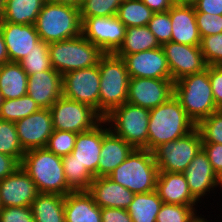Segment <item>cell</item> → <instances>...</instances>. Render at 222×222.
Instances as JSON below:
<instances>
[{
    "label": "cell",
    "mask_w": 222,
    "mask_h": 222,
    "mask_svg": "<svg viewBox=\"0 0 222 222\" xmlns=\"http://www.w3.org/2000/svg\"><path fill=\"white\" fill-rule=\"evenodd\" d=\"M195 128V123L173 95L150 110L147 150L153 151L160 144L181 138Z\"/></svg>",
    "instance_id": "obj_1"
},
{
    "label": "cell",
    "mask_w": 222,
    "mask_h": 222,
    "mask_svg": "<svg viewBox=\"0 0 222 222\" xmlns=\"http://www.w3.org/2000/svg\"><path fill=\"white\" fill-rule=\"evenodd\" d=\"M20 166L35 182L39 193H55L66 196L72 192L62 165V157L46 147L25 151Z\"/></svg>",
    "instance_id": "obj_2"
},
{
    "label": "cell",
    "mask_w": 222,
    "mask_h": 222,
    "mask_svg": "<svg viewBox=\"0 0 222 222\" xmlns=\"http://www.w3.org/2000/svg\"><path fill=\"white\" fill-rule=\"evenodd\" d=\"M99 114L104 118L128 100L129 74L122 57L105 53L99 63Z\"/></svg>",
    "instance_id": "obj_3"
},
{
    "label": "cell",
    "mask_w": 222,
    "mask_h": 222,
    "mask_svg": "<svg viewBox=\"0 0 222 222\" xmlns=\"http://www.w3.org/2000/svg\"><path fill=\"white\" fill-rule=\"evenodd\" d=\"M159 169L152 151L134 149L108 177L134 194L156 190Z\"/></svg>",
    "instance_id": "obj_4"
},
{
    "label": "cell",
    "mask_w": 222,
    "mask_h": 222,
    "mask_svg": "<svg viewBox=\"0 0 222 222\" xmlns=\"http://www.w3.org/2000/svg\"><path fill=\"white\" fill-rule=\"evenodd\" d=\"M174 96L195 125L219 109L214 102L208 66L174 82Z\"/></svg>",
    "instance_id": "obj_5"
},
{
    "label": "cell",
    "mask_w": 222,
    "mask_h": 222,
    "mask_svg": "<svg viewBox=\"0 0 222 222\" xmlns=\"http://www.w3.org/2000/svg\"><path fill=\"white\" fill-rule=\"evenodd\" d=\"M34 25L40 39L48 44L82 34L80 10L49 1L44 3Z\"/></svg>",
    "instance_id": "obj_6"
},
{
    "label": "cell",
    "mask_w": 222,
    "mask_h": 222,
    "mask_svg": "<svg viewBox=\"0 0 222 222\" xmlns=\"http://www.w3.org/2000/svg\"><path fill=\"white\" fill-rule=\"evenodd\" d=\"M52 67L61 75L98 65L105 52L87 40L78 37L48 44Z\"/></svg>",
    "instance_id": "obj_7"
},
{
    "label": "cell",
    "mask_w": 222,
    "mask_h": 222,
    "mask_svg": "<svg viewBox=\"0 0 222 222\" xmlns=\"http://www.w3.org/2000/svg\"><path fill=\"white\" fill-rule=\"evenodd\" d=\"M150 110L129 102L113 109L103 119L109 129L136 149H147Z\"/></svg>",
    "instance_id": "obj_8"
},
{
    "label": "cell",
    "mask_w": 222,
    "mask_h": 222,
    "mask_svg": "<svg viewBox=\"0 0 222 222\" xmlns=\"http://www.w3.org/2000/svg\"><path fill=\"white\" fill-rule=\"evenodd\" d=\"M202 149V139L197 128L174 141L160 144L152 152L159 172L183 173Z\"/></svg>",
    "instance_id": "obj_9"
},
{
    "label": "cell",
    "mask_w": 222,
    "mask_h": 222,
    "mask_svg": "<svg viewBox=\"0 0 222 222\" xmlns=\"http://www.w3.org/2000/svg\"><path fill=\"white\" fill-rule=\"evenodd\" d=\"M53 130L81 133L98 125L103 117L92 107L63 95L49 108Z\"/></svg>",
    "instance_id": "obj_10"
},
{
    "label": "cell",
    "mask_w": 222,
    "mask_h": 222,
    "mask_svg": "<svg viewBox=\"0 0 222 222\" xmlns=\"http://www.w3.org/2000/svg\"><path fill=\"white\" fill-rule=\"evenodd\" d=\"M100 71L98 65L62 75L65 98L86 104L99 113Z\"/></svg>",
    "instance_id": "obj_11"
},
{
    "label": "cell",
    "mask_w": 222,
    "mask_h": 222,
    "mask_svg": "<svg viewBox=\"0 0 222 222\" xmlns=\"http://www.w3.org/2000/svg\"><path fill=\"white\" fill-rule=\"evenodd\" d=\"M82 35L105 53H115L124 41L127 27L117 16L81 17Z\"/></svg>",
    "instance_id": "obj_12"
},
{
    "label": "cell",
    "mask_w": 222,
    "mask_h": 222,
    "mask_svg": "<svg viewBox=\"0 0 222 222\" xmlns=\"http://www.w3.org/2000/svg\"><path fill=\"white\" fill-rule=\"evenodd\" d=\"M174 95L172 79L130 78L127 102L153 109Z\"/></svg>",
    "instance_id": "obj_13"
},
{
    "label": "cell",
    "mask_w": 222,
    "mask_h": 222,
    "mask_svg": "<svg viewBox=\"0 0 222 222\" xmlns=\"http://www.w3.org/2000/svg\"><path fill=\"white\" fill-rule=\"evenodd\" d=\"M173 82L181 78L199 73L207 68L200 46H191L175 42H167L162 45Z\"/></svg>",
    "instance_id": "obj_14"
},
{
    "label": "cell",
    "mask_w": 222,
    "mask_h": 222,
    "mask_svg": "<svg viewBox=\"0 0 222 222\" xmlns=\"http://www.w3.org/2000/svg\"><path fill=\"white\" fill-rule=\"evenodd\" d=\"M117 56L124 59L130 78L171 79L170 68L162 46Z\"/></svg>",
    "instance_id": "obj_15"
},
{
    "label": "cell",
    "mask_w": 222,
    "mask_h": 222,
    "mask_svg": "<svg viewBox=\"0 0 222 222\" xmlns=\"http://www.w3.org/2000/svg\"><path fill=\"white\" fill-rule=\"evenodd\" d=\"M20 145L24 151L46 147L53 132L49 109H40L15 123Z\"/></svg>",
    "instance_id": "obj_16"
},
{
    "label": "cell",
    "mask_w": 222,
    "mask_h": 222,
    "mask_svg": "<svg viewBox=\"0 0 222 222\" xmlns=\"http://www.w3.org/2000/svg\"><path fill=\"white\" fill-rule=\"evenodd\" d=\"M38 193L35 182L21 166L10 176L0 180V202L2 207L31 206Z\"/></svg>",
    "instance_id": "obj_17"
},
{
    "label": "cell",
    "mask_w": 222,
    "mask_h": 222,
    "mask_svg": "<svg viewBox=\"0 0 222 222\" xmlns=\"http://www.w3.org/2000/svg\"><path fill=\"white\" fill-rule=\"evenodd\" d=\"M108 126V127H107ZM109 125L103 119L94 128L77 134L75 147L71 152L74 160L79 162L94 177H97V169L103 136L109 131Z\"/></svg>",
    "instance_id": "obj_18"
},
{
    "label": "cell",
    "mask_w": 222,
    "mask_h": 222,
    "mask_svg": "<svg viewBox=\"0 0 222 222\" xmlns=\"http://www.w3.org/2000/svg\"><path fill=\"white\" fill-rule=\"evenodd\" d=\"M191 194L200 202L217 187L222 191V180L213 171L207 155L201 149L183 172Z\"/></svg>",
    "instance_id": "obj_19"
},
{
    "label": "cell",
    "mask_w": 222,
    "mask_h": 222,
    "mask_svg": "<svg viewBox=\"0 0 222 222\" xmlns=\"http://www.w3.org/2000/svg\"><path fill=\"white\" fill-rule=\"evenodd\" d=\"M10 62H19L30 53L41 39L34 24L0 21Z\"/></svg>",
    "instance_id": "obj_20"
},
{
    "label": "cell",
    "mask_w": 222,
    "mask_h": 222,
    "mask_svg": "<svg viewBox=\"0 0 222 222\" xmlns=\"http://www.w3.org/2000/svg\"><path fill=\"white\" fill-rule=\"evenodd\" d=\"M27 95L49 109L62 95V75L54 68L28 75Z\"/></svg>",
    "instance_id": "obj_21"
},
{
    "label": "cell",
    "mask_w": 222,
    "mask_h": 222,
    "mask_svg": "<svg viewBox=\"0 0 222 222\" xmlns=\"http://www.w3.org/2000/svg\"><path fill=\"white\" fill-rule=\"evenodd\" d=\"M155 191L163 203L199 207L183 173L159 172Z\"/></svg>",
    "instance_id": "obj_22"
},
{
    "label": "cell",
    "mask_w": 222,
    "mask_h": 222,
    "mask_svg": "<svg viewBox=\"0 0 222 222\" xmlns=\"http://www.w3.org/2000/svg\"><path fill=\"white\" fill-rule=\"evenodd\" d=\"M172 23L171 41L191 46H200L201 37L195 18L194 5L174 3L169 9Z\"/></svg>",
    "instance_id": "obj_23"
},
{
    "label": "cell",
    "mask_w": 222,
    "mask_h": 222,
    "mask_svg": "<svg viewBox=\"0 0 222 222\" xmlns=\"http://www.w3.org/2000/svg\"><path fill=\"white\" fill-rule=\"evenodd\" d=\"M88 192L100 208L127 209L135 195L109 177L94 178Z\"/></svg>",
    "instance_id": "obj_24"
},
{
    "label": "cell",
    "mask_w": 222,
    "mask_h": 222,
    "mask_svg": "<svg viewBox=\"0 0 222 222\" xmlns=\"http://www.w3.org/2000/svg\"><path fill=\"white\" fill-rule=\"evenodd\" d=\"M135 148L123 138L109 130L103 136L100 159L97 169V177H108Z\"/></svg>",
    "instance_id": "obj_25"
},
{
    "label": "cell",
    "mask_w": 222,
    "mask_h": 222,
    "mask_svg": "<svg viewBox=\"0 0 222 222\" xmlns=\"http://www.w3.org/2000/svg\"><path fill=\"white\" fill-rule=\"evenodd\" d=\"M65 222H102L101 208L88 191L70 192L64 198Z\"/></svg>",
    "instance_id": "obj_26"
},
{
    "label": "cell",
    "mask_w": 222,
    "mask_h": 222,
    "mask_svg": "<svg viewBox=\"0 0 222 222\" xmlns=\"http://www.w3.org/2000/svg\"><path fill=\"white\" fill-rule=\"evenodd\" d=\"M28 75L18 62L0 66V92L3 99H16L27 94Z\"/></svg>",
    "instance_id": "obj_27"
},
{
    "label": "cell",
    "mask_w": 222,
    "mask_h": 222,
    "mask_svg": "<svg viewBox=\"0 0 222 222\" xmlns=\"http://www.w3.org/2000/svg\"><path fill=\"white\" fill-rule=\"evenodd\" d=\"M65 196L55 193H38L31 204L35 222H65Z\"/></svg>",
    "instance_id": "obj_28"
},
{
    "label": "cell",
    "mask_w": 222,
    "mask_h": 222,
    "mask_svg": "<svg viewBox=\"0 0 222 222\" xmlns=\"http://www.w3.org/2000/svg\"><path fill=\"white\" fill-rule=\"evenodd\" d=\"M46 0H5V9L0 21L16 24H35Z\"/></svg>",
    "instance_id": "obj_29"
},
{
    "label": "cell",
    "mask_w": 222,
    "mask_h": 222,
    "mask_svg": "<svg viewBox=\"0 0 222 222\" xmlns=\"http://www.w3.org/2000/svg\"><path fill=\"white\" fill-rule=\"evenodd\" d=\"M161 47L148 26L127 27L124 41L116 55H128Z\"/></svg>",
    "instance_id": "obj_30"
},
{
    "label": "cell",
    "mask_w": 222,
    "mask_h": 222,
    "mask_svg": "<svg viewBox=\"0 0 222 222\" xmlns=\"http://www.w3.org/2000/svg\"><path fill=\"white\" fill-rule=\"evenodd\" d=\"M162 204L156 191L135 194L127 212L133 222H156Z\"/></svg>",
    "instance_id": "obj_31"
},
{
    "label": "cell",
    "mask_w": 222,
    "mask_h": 222,
    "mask_svg": "<svg viewBox=\"0 0 222 222\" xmlns=\"http://www.w3.org/2000/svg\"><path fill=\"white\" fill-rule=\"evenodd\" d=\"M153 14L141 0H124L116 16L126 27H138L148 25Z\"/></svg>",
    "instance_id": "obj_32"
},
{
    "label": "cell",
    "mask_w": 222,
    "mask_h": 222,
    "mask_svg": "<svg viewBox=\"0 0 222 222\" xmlns=\"http://www.w3.org/2000/svg\"><path fill=\"white\" fill-rule=\"evenodd\" d=\"M62 165L67 185L72 192L89 191L94 177L85 166L74 160L71 154L62 157Z\"/></svg>",
    "instance_id": "obj_33"
},
{
    "label": "cell",
    "mask_w": 222,
    "mask_h": 222,
    "mask_svg": "<svg viewBox=\"0 0 222 222\" xmlns=\"http://www.w3.org/2000/svg\"><path fill=\"white\" fill-rule=\"evenodd\" d=\"M40 109L39 105L27 94L16 99H3L0 120L16 123Z\"/></svg>",
    "instance_id": "obj_34"
},
{
    "label": "cell",
    "mask_w": 222,
    "mask_h": 222,
    "mask_svg": "<svg viewBox=\"0 0 222 222\" xmlns=\"http://www.w3.org/2000/svg\"><path fill=\"white\" fill-rule=\"evenodd\" d=\"M27 75L52 69L48 43L40 41L35 48L18 62Z\"/></svg>",
    "instance_id": "obj_35"
},
{
    "label": "cell",
    "mask_w": 222,
    "mask_h": 222,
    "mask_svg": "<svg viewBox=\"0 0 222 222\" xmlns=\"http://www.w3.org/2000/svg\"><path fill=\"white\" fill-rule=\"evenodd\" d=\"M0 153L14 157L21 163L25 151L20 145L15 123L0 120Z\"/></svg>",
    "instance_id": "obj_36"
},
{
    "label": "cell",
    "mask_w": 222,
    "mask_h": 222,
    "mask_svg": "<svg viewBox=\"0 0 222 222\" xmlns=\"http://www.w3.org/2000/svg\"><path fill=\"white\" fill-rule=\"evenodd\" d=\"M202 143L222 144V109H218L197 125Z\"/></svg>",
    "instance_id": "obj_37"
},
{
    "label": "cell",
    "mask_w": 222,
    "mask_h": 222,
    "mask_svg": "<svg viewBox=\"0 0 222 222\" xmlns=\"http://www.w3.org/2000/svg\"><path fill=\"white\" fill-rule=\"evenodd\" d=\"M195 206L163 203L156 217V222H191L197 215Z\"/></svg>",
    "instance_id": "obj_38"
},
{
    "label": "cell",
    "mask_w": 222,
    "mask_h": 222,
    "mask_svg": "<svg viewBox=\"0 0 222 222\" xmlns=\"http://www.w3.org/2000/svg\"><path fill=\"white\" fill-rule=\"evenodd\" d=\"M124 0H83L80 7L81 17L116 16Z\"/></svg>",
    "instance_id": "obj_39"
},
{
    "label": "cell",
    "mask_w": 222,
    "mask_h": 222,
    "mask_svg": "<svg viewBox=\"0 0 222 222\" xmlns=\"http://www.w3.org/2000/svg\"><path fill=\"white\" fill-rule=\"evenodd\" d=\"M77 134L69 131L53 130L46 148L58 156L71 154L75 147Z\"/></svg>",
    "instance_id": "obj_40"
},
{
    "label": "cell",
    "mask_w": 222,
    "mask_h": 222,
    "mask_svg": "<svg viewBox=\"0 0 222 222\" xmlns=\"http://www.w3.org/2000/svg\"><path fill=\"white\" fill-rule=\"evenodd\" d=\"M200 49L208 66L222 65V33L202 37Z\"/></svg>",
    "instance_id": "obj_41"
},
{
    "label": "cell",
    "mask_w": 222,
    "mask_h": 222,
    "mask_svg": "<svg viewBox=\"0 0 222 222\" xmlns=\"http://www.w3.org/2000/svg\"><path fill=\"white\" fill-rule=\"evenodd\" d=\"M172 23L170 20L169 10L166 12L154 13L148 22L149 30L154 34L159 44L162 46L164 43L171 41L172 36Z\"/></svg>",
    "instance_id": "obj_42"
},
{
    "label": "cell",
    "mask_w": 222,
    "mask_h": 222,
    "mask_svg": "<svg viewBox=\"0 0 222 222\" xmlns=\"http://www.w3.org/2000/svg\"><path fill=\"white\" fill-rule=\"evenodd\" d=\"M200 37L222 33V15L195 12Z\"/></svg>",
    "instance_id": "obj_43"
},
{
    "label": "cell",
    "mask_w": 222,
    "mask_h": 222,
    "mask_svg": "<svg viewBox=\"0 0 222 222\" xmlns=\"http://www.w3.org/2000/svg\"><path fill=\"white\" fill-rule=\"evenodd\" d=\"M0 222H35L31 206L2 207Z\"/></svg>",
    "instance_id": "obj_44"
},
{
    "label": "cell",
    "mask_w": 222,
    "mask_h": 222,
    "mask_svg": "<svg viewBox=\"0 0 222 222\" xmlns=\"http://www.w3.org/2000/svg\"><path fill=\"white\" fill-rule=\"evenodd\" d=\"M202 150L207 155L213 171L222 180V144L202 143Z\"/></svg>",
    "instance_id": "obj_45"
},
{
    "label": "cell",
    "mask_w": 222,
    "mask_h": 222,
    "mask_svg": "<svg viewBox=\"0 0 222 222\" xmlns=\"http://www.w3.org/2000/svg\"><path fill=\"white\" fill-rule=\"evenodd\" d=\"M208 77L214 102L219 109H222V65L208 66Z\"/></svg>",
    "instance_id": "obj_46"
},
{
    "label": "cell",
    "mask_w": 222,
    "mask_h": 222,
    "mask_svg": "<svg viewBox=\"0 0 222 222\" xmlns=\"http://www.w3.org/2000/svg\"><path fill=\"white\" fill-rule=\"evenodd\" d=\"M102 222H133L127 209L101 208Z\"/></svg>",
    "instance_id": "obj_47"
},
{
    "label": "cell",
    "mask_w": 222,
    "mask_h": 222,
    "mask_svg": "<svg viewBox=\"0 0 222 222\" xmlns=\"http://www.w3.org/2000/svg\"><path fill=\"white\" fill-rule=\"evenodd\" d=\"M194 7L195 12L222 15V0H198Z\"/></svg>",
    "instance_id": "obj_48"
},
{
    "label": "cell",
    "mask_w": 222,
    "mask_h": 222,
    "mask_svg": "<svg viewBox=\"0 0 222 222\" xmlns=\"http://www.w3.org/2000/svg\"><path fill=\"white\" fill-rule=\"evenodd\" d=\"M19 166L20 163L14 157L0 153V180L10 176Z\"/></svg>",
    "instance_id": "obj_49"
},
{
    "label": "cell",
    "mask_w": 222,
    "mask_h": 222,
    "mask_svg": "<svg viewBox=\"0 0 222 222\" xmlns=\"http://www.w3.org/2000/svg\"><path fill=\"white\" fill-rule=\"evenodd\" d=\"M154 13L166 12L174 4L173 0H141Z\"/></svg>",
    "instance_id": "obj_50"
},
{
    "label": "cell",
    "mask_w": 222,
    "mask_h": 222,
    "mask_svg": "<svg viewBox=\"0 0 222 222\" xmlns=\"http://www.w3.org/2000/svg\"><path fill=\"white\" fill-rule=\"evenodd\" d=\"M10 62L9 56L7 53V48L4 41V36L2 33V30L0 28V66H2L4 63Z\"/></svg>",
    "instance_id": "obj_51"
},
{
    "label": "cell",
    "mask_w": 222,
    "mask_h": 222,
    "mask_svg": "<svg viewBox=\"0 0 222 222\" xmlns=\"http://www.w3.org/2000/svg\"><path fill=\"white\" fill-rule=\"evenodd\" d=\"M49 2H53V3H58V4H62V5H69V6H73L75 8L80 9L83 0H46Z\"/></svg>",
    "instance_id": "obj_52"
},
{
    "label": "cell",
    "mask_w": 222,
    "mask_h": 222,
    "mask_svg": "<svg viewBox=\"0 0 222 222\" xmlns=\"http://www.w3.org/2000/svg\"><path fill=\"white\" fill-rule=\"evenodd\" d=\"M198 0H173L174 3L179 5H194Z\"/></svg>",
    "instance_id": "obj_53"
},
{
    "label": "cell",
    "mask_w": 222,
    "mask_h": 222,
    "mask_svg": "<svg viewBox=\"0 0 222 222\" xmlns=\"http://www.w3.org/2000/svg\"><path fill=\"white\" fill-rule=\"evenodd\" d=\"M200 212H198V214L195 216V218L191 221V222H209L210 220H208L207 218H205L204 215L201 216V214L199 215Z\"/></svg>",
    "instance_id": "obj_54"
},
{
    "label": "cell",
    "mask_w": 222,
    "mask_h": 222,
    "mask_svg": "<svg viewBox=\"0 0 222 222\" xmlns=\"http://www.w3.org/2000/svg\"><path fill=\"white\" fill-rule=\"evenodd\" d=\"M4 9H5V0H0V20L3 17Z\"/></svg>",
    "instance_id": "obj_55"
},
{
    "label": "cell",
    "mask_w": 222,
    "mask_h": 222,
    "mask_svg": "<svg viewBox=\"0 0 222 222\" xmlns=\"http://www.w3.org/2000/svg\"><path fill=\"white\" fill-rule=\"evenodd\" d=\"M2 101H3V98H2V95H1V92H0V107H1Z\"/></svg>",
    "instance_id": "obj_56"
}]
</instances>
